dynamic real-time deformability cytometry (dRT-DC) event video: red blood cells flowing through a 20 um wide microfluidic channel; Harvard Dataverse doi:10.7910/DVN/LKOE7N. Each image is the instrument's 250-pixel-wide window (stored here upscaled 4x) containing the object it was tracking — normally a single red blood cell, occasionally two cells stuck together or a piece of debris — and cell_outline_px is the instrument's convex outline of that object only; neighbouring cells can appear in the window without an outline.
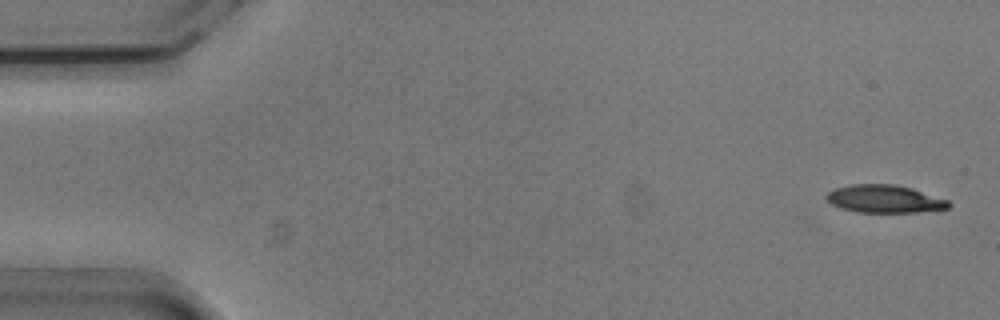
{"species": "common noctule bat (a hibernating species)", "species_latin": "Nyctalus noctula", "temperature_condition": "cold", "stored_images_in_passage": 53, "camera_frame_rate_fps": 3000, "um_per_image_px": 0.085, "animal": {"sex": "male", "body_mass_g": 20.5, "forearm_length_mm": 52.5}, "frame": {"image": 1, "passage_image": 2, "time_ms": 0.333, "image_size_px": [1000, 320], "cell_outline_px": [[952, 204], [948, 208], [916, 212], [856, 212], [840, 208], [832, 204], [824, 196], [832, 188], [848, 184], [896, 184], [912, 188], [948, 200]], "centroid_in_image_um": [75.14, 16.89], "position_along_channel_um": 9.9, "area_um2": 19.94}}
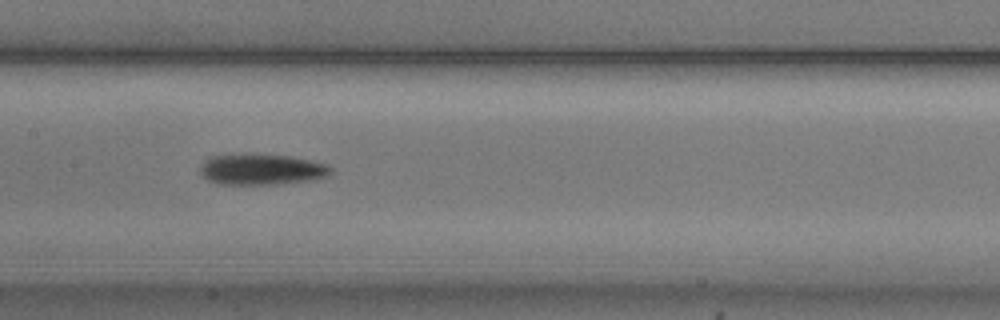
{"frame": {"image": 2, "passage_image": 26, "time_ms": 8.333, "image_size_px": [1000, 320], "cell_outline_px": [[332, 172], [328, 176], [316, 180], [276, 184], [216, 184], [208, 180], [200, 172], [200, 168], [204, 160], [212, 156], [244, 152], [288, 156], [328, 164], [332, 168]], "centroid_in_image_um": [22.23, 14.38], "position_along_channel_um": 185.2, "area_um2": 24.04}}
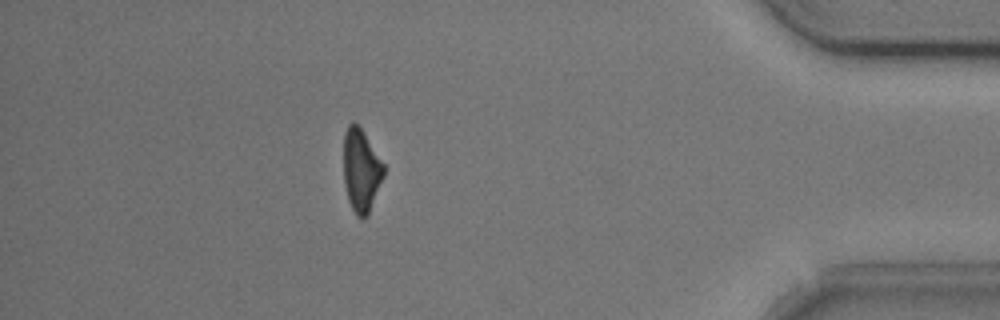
{"frame": {"image": 3, "passage_image": 47, "time_ms": 15.333, "image_size_px": [1000, 320], "cell_outline_px": [[384, 176], [368, 216], [364, 220], [356, 216], [348, 200], [344, 184], [344, 132], [348, 124], [356, 124], [364, 132], [384, 164]], "centroid_in_image_um": [30.7, 14.53], "position_along_channel_um": 404.5, "area_um2": 19.48}, "authors_computed_cell_mechanics": {"area_um2": 21.3282, "velocity_mm_per_s": 3.7881, "shape_relaxation_time_tau1_ms": 2.2716, "shape_relaxation_time_tau2_ms": null, "deformation_change_tau1": 0.1274, "deformation_change_tau2": null}}